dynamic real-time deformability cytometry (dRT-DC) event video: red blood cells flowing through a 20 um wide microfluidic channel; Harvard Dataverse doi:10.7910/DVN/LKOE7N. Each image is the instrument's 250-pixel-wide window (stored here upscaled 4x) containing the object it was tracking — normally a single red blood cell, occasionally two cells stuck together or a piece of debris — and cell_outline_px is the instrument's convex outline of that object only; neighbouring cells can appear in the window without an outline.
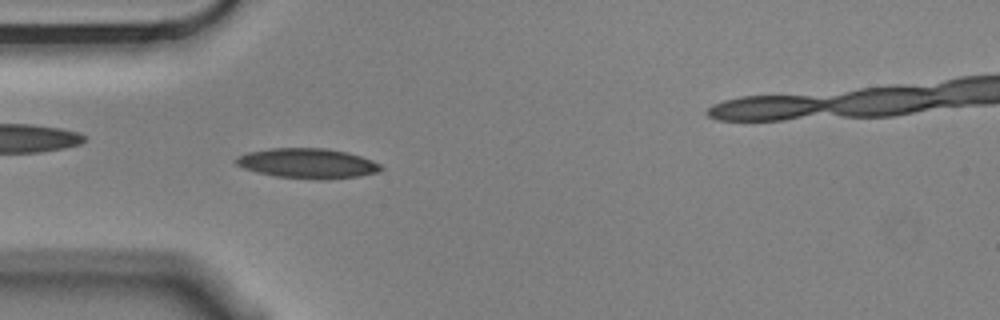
{"species": "Egyptian fruit bat (a non-hibernating species)", "species_latin": "Rousettus aegyptiacus", "temperature_condition": "cold", "stored_images_in_passage": 4, "camera_frame_rate_fps": 3000, "um_per_image_px": 0.085, "animal": {"sex": "male"}, "frame": {"image": 1, "passage_image": 4, "time_ms": 1.0, "image_size_px": [1000, 320], "cell_outline_px": [[384, 168], [376, 172], [360, 176], [324, 180], [316, 180], [276, 176], [256, 172], [244, 168], [236, 164], [236, 160], [240, 156], [248, 152], [272, 148], [328, 148], [348, 152], [372, 160], [380, 164]], "centroid_in_image_um": [26.18, 13.89], "position_along_channel_um": 58.8, "area_um2": 25.32}}